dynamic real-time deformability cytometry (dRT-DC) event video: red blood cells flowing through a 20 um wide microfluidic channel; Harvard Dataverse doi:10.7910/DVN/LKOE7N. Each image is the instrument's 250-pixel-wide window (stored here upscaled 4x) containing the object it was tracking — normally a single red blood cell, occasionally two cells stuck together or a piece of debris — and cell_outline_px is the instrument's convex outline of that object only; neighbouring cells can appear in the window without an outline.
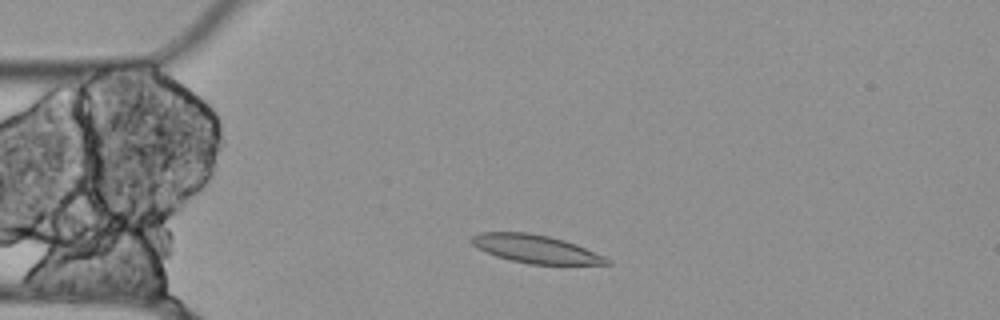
{"species": "Egyptian fruit bat (a non-hibernating species)", "species_latin": "Rousettus aegyptiacus", "temperature_condition": "cold", "stored_images_in_passage": 49, "camera_frame_rate_fps": 3000, "um_per_image_px": 0.085, "animal": {"sex": "female"}, "frame": {"image": 1, "passage_image": 6, "time_ms": 1.667, "image_size_px": [1000, 320], "cell_outline_px": [[612, 264], [528, 264], [496, 256], [472, 244], [472, 236], [480, 232], [528, 232], [548, 236], [564, 240], [576, 244], [604, 256], [612, 260]], "centroid_in_image_um": [45.57, 21.16], "position_along_channel_um": 39.4, "area_um2": 21.91}}
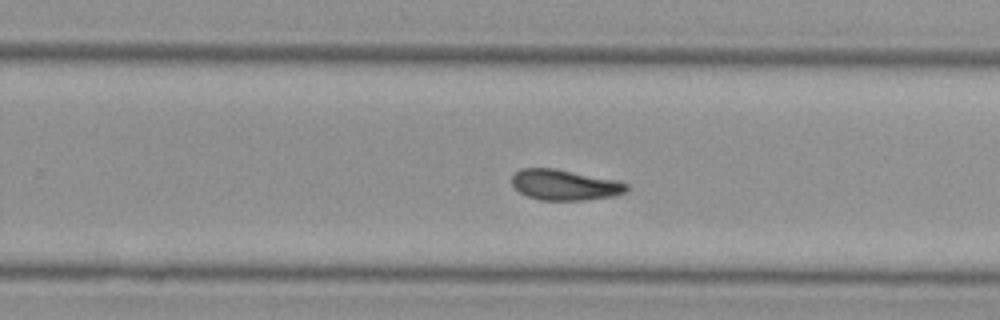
{"frame": {"image": 2, "passage_image": 28, "time_ms": 9.0, "image_size_px": [1000, 320], "cell_outline_px": [[628, 188], [624, 192], [612, 196], [584, 200], [540, 200], [528, 196], [520, 192], [512, 184], [512, 176], [520, 168], [556, 168], [616, 180], [628, 184]], "centroid_in_image_um": [47.98, 15.71], "position_along_channel_um": 281.8, "area_um2": 20.35}}
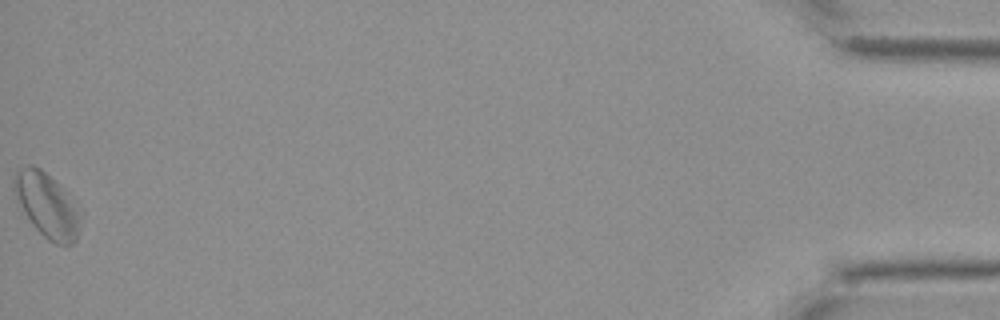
{"frame": {"image": 3, "passage_image": 49, "time_ms": 16.0, "image_size_px": [1000, 320], "cell_outline_px": [[76, 240], [72, 244], [56, 244], [48, 240], [32, 224], [24, 212], [12, 188], [12, 176], [20, 168], [28, 164], [32, 164], [40, 168], [56, 184], [76, 212]], "centroid_in_image_um": [3.83, 17.41], "position_along_channel_um": 431.4, "area_um2": 23.12}, "authors_computed_cell_mechanics": {"area_um2": 21.097, "velocity_mm_per_s": 3.5271, "shape_relaxation_time_tau1_ms": null, "shape_relaxation_time_tau2_ms": 4.4013, "deformation_change_tau1": null, "deformation_change_tau2": 0.0993}}